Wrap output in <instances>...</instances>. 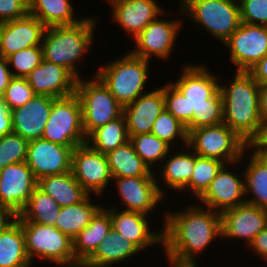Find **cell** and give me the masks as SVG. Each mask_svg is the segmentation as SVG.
Returning <instances> with one entry per match:
<instances>
[{"mask_svg": "<svg viewBox=\"0 0 267 267\" xmlns=\"http://www.w3.org/2000/svg\"><path fill=\"white\" fill-rule=\"evenodd\" d=\"M190 205L183 211L162 214V252L166 260L195 264V257L222 237L221 214L195 202Z\"/></svg>", "mask_w": 267, "mask_h": 267, "instance_id": "cell-1", "label": "cell"}, {"mask_svg": "<svg viewBox=\"0 0 267 267\" xmlns=\"http://www.w3.org/2000/svg\"><path fill=\"white\" fill-rule=\"evenodd\" d=\"M204 63L183 65L182 73L171 83L187 98V132L223 123V98L220 78Z\"/></svg>", "mask_w": 267, "mask_h": 267, "instance_id": "cell-2", "label": "cell"}, {"mask_svg": "<svg viewBox=\"0 0 267 267\" xmlns=\"http://www.w3.org/2000/svg\"><path fill=\"white\" fill-rule=\"evenodd\" d=\"M233 79L223 84V122L250 146L260 137L263 120L259 111V84L245 71H235Z\"/></svg>", "mask_w": 267, "mask_h": 267, "instance_id": "cell-3", "label": "cell"}, {"mask_svg": "<svg viewBox=\"0 0 267 267\" xmlns=\"http://www.w3.org/2000/svg\"><path fill=\"white\" fill-rule=\"evenodd\" d=\"M96 19L87 16L74 25L47 27L41 43L43 59L66 68L77 80L82 78L77 65L92 50Z\"/></svg>", "mask_w": 267, "mask_h": 267, "instance_id": "cell-4", "label": "cell"}, {"mask_svg": "<svg viewBox=\"0 0 267 267\" xmlns=\"http://www.w3.org/2000/svg\"><path fill=\"white\" fill-rule=\"evenodd\" d=\"M149 63L150 61L128 51L122 57L99 67L92 75L96 74L124 107L148 92L145 89L148 84Z\"/></svg>", "mask_w": 267, "mask_h": 267, "instance_id": "cell-5", "label": "cell"}, {"mask_svg": "<svg viewBox=\"0 0 267 267\" xmlns=\"http://www.w3.org/2000/svg\"><path fill=\"white\" fill-rule=\"evenodd\" d=\"M178 14L187 15L198 25L224 44L241 25L238 0H178Z\"/></svg>", "mask_w": 267, "mask_h": 267, "instance_id": "cell-6", "label": "cell"}, {"mask_svg": "<svg viewBox=\"0 0 267 267\" xmlns=\"http://www.w3.org/2000/svg\"><path fill=\"white\" fill-rule=\"evenodd\" d=\"M25 237V249L33 265L36 258L55 263L57 267L78 264L73 254V240L55 226L20 221Z\"/></svg>", "mask_w": 267, "mask_h": 267, "instance_id": "cell-7", "label": "cell"}, {"mask_svg": "<svg viewBox=\"0 0 267 267\" xmlns=\"http://www.w3.org/2000/svg\"><path fill=\"white\" fill-rule=\"evenodd\" d=\"M187 146L198 156L229 164L244 160L250 145L223 122L189 131Z\"/></svg>", "mask_w": 267, "mask_h": 267, "instance_id": "cell-8", "label": "cell"}, {"mask_svg": "<svg viewBox=\"0 0 267 267\" xmlns=\"http://www.w3.org/2000/svg\"><path fill=\"white\" fill-rule=\"evenodd\" d=\"M75 94L81 102L86 137L123 114V107L96 74L88 80H77Z\"/></svg>", "mask_w": 267, "mask_h": 267, "instance_id": "cell-9", "label": "cell"}, {"mask_svg": "<svg viewBox=\"0 0 267 267\" xmlns=\"http://www.w3.org/2000/svg\"><path fill=\"white\" fill-rule=\"evenodd\" d=\"M42 139L68 147L86 144L82 106L76 94L53 102Z\"/></svg>", "mask_w": 267, "mask_h": 267, "instance_id": "cell-10", "label": "cell"}, {"mask_svg": "<svg viewBox=\"0 0 267 267\" xmlns=\"http://www.w3.org/2000/svg\"><path fill=\"white\" fill-rule=\"evenodd\" d=\"M167 10L155 21L150 22L143 31L134 38L133 55L150 61L151 57L168 60L174 50L182 27L181 19H163ZM163 17V18H160ZM178 34V35H177Z\"/></svg>", "mask_w": 267, "mask_h": 267, "instance_id": "cell-11", "label": "cell"}, {"mask_svg": "<svg viewBox=\"0 0 267 267\" xmlns=\"http://www.w3.org/2000/svg\"><path fill=\"white\" fill-rule=\"evenodd\" d=\"M71 171L81 186L96 197L105 196L113 179L106 154L92 149L87 143L73 149Z\"/></svg>", "mask_w": 267, "mask_h": 267, "instance_id": "cell-12", "label": "cell"}, {"mask_svg": "<svg viewBox=\"0 0 267 267\" xmlns=\"http://www.w3.org/2000/svg\"><path fill=\"white\" fill-rule=\"evenodd\" d=\"M156 176L118 177L113 178L118 196L123 202V210L139 212L148 215L154 212L166 197L167 189L163 191V182ZM162 187V188H161ZM160 202V203H159Z\"/></svg>", "mask_w": 267, "mask_h": 267, "instance_id": "cell-13", "label": "cell"}, {"mask_svg": "<svg viewBox=\"0 0 267 267\" xmlns=\"http://www.w3.org/2000/svg\"><path fill=\"white\" fill-rule=\"evenodd\" d=\"M239 163L242 162L224 164L196 203L220 214L225 210L245 203L244 175L238 172L237 174H240L238 176L235 174V170H231L233 166L238 167L235 165Z\"/></svg>", "mask_w": 267, "mask_h": 267, "instance_id": "cell-14", "label": "cell"}, {"mask_svg": "<svg viewBox=\"0 0 267 267\" xmlns=\"http://www.w3.org/2000/svg\"><path fill=\"white\" fill-rule=\"evenodd\" d=\"M229 50L230 61L237 69L248 72L267 54V26L242 22L223 44Z\"/></svg>", "mask_w": 267, "mask_h": 267, "instance_id": "cell-15", "label": "cell"}, {"mask_svg": "<svg viewBox=\"0 0 267 267\" xmlns=\"http://www.w3.org/2000/svg\"><path fill=\"white\" fill-rule=\"evenodd\" d=\"M68 147L42 138L28 141L26 163L36 180L45 176L58 175L71 171L72 152Z\"/></svg>", "mask_w": 267, "mask_h": 267, "instance_id": "cell-16", "label": "cell"}, {"mask_svg": "<svg viewBox=\"0 0 267 267\" xmlns=\"http://www.w3.org/2000/svg\"><path fill=\"white\" fill-rule=\"evenodd\" d=\"M37 187L26 162L13 163L0 169V205L18 215Z\"/></svg>", "mask_w": 267, "mask_h": 267, "instance_id": "cell-17", "label": "cell"}, {"mask_svg": "<svg viewBox=\"0 0 267 267\" xmlns=\"http://www.w3.org/2000/svg\"><path fill=\"white\" fill-rule=\"evenodd\" d=\"M266 226L267 209L246 202L221 213V238L241 240L246 247Z\"/></svg>", "mask_w": 267, "mask_h": 267, "instance_id": "cell-18", "label": "cell"}, {"mask_svg": "<svg viewBox=\"0 0 267 267\" xmlns=\"http://www.w3.org/2000/svg\"><path fill=\"white\" fill-rule=\"evenodd\" d=\"M113 20L134 39L166 10L156 0H107Z\"/></svg>", "mask_w": 267, "mask_h": 267, "instance_id": "cell-19", "label": "cell"}, {"mask_svg": "<svg viewBox=\"0 0 267 267\" xmlns=\"http://www.w3.org/2000/svg\"><path fill=\"white\" fill-rule=\"evenodd\" d=\"M108 207H110L112 230L134 243L142 252L155 245H161L160 248H162V229L160 231L151 230L152 227L148 221L151 216L147 218L145 214L122 209L119 212L113 203Z\"/></svg>", "mask_w": 267, "mask_h": 267, "instance_id": "cell-20", "label": "cell"}, {"mask_svg": "<svg viewBox=\"0 0 267 267\" xmlns=\"http://www.w3.org/2000/svg\"><path fill=\"white\" fill-rule=\"evenodd\" d=\"M45 29L44 24L29 13L0 23V55L6 58L19 50L41 45Z\"/></svg>", "mask_w": 267, "mask_h": 267, "instance_id": "cell-21", "label": "cell"}, {"mask_svg": "<svg viewBox=\"0 0 267 267\" xmlns=\"http://www.w3.org/2000/svg\"><path fill=\"white\" fill-rule=\"evenodd\" d=\"M25 78L36 95L64 98L76 91L77 79L66 68L44 59Z\"/></svg>", "mask_w": 267, "mask_h": 267, "instance_id": "cell-22", "label": "cell"}, {"mask_svg": "<svg viewBox=\"0 0 267 267\" xmlns=\"http://www.w3.org/2000/svg\"><path fill=\"white\" fill-rule=\"evenodd\" d=\"M165 110L163 89L156 88L142 94L134 102L123 107L128 136L151 133L153 124Z\"/></svg>", "mask_w": 267, "mask_h": 267, "instance_id": "cell-23", "label": "cell"}, {"mask_svg": "<svg viewBox=\"0 0 267 267\" xmlns=\"http://www.w3.org/2000/svg\"><path fill=\"white\" fill-rule=\"evenodd\" d=\"M56 99L36 95L24 106L11 110L13 132L27 141L42 138L52 104Z\"/></svg>", "mask_w": 267, "mask_h": 267, "instance_id": "cell-24", "label": "cell"}, {"mask_svg": "<svg viewBox=\"0 0 267 267\" xmlns=\"http://www.w3.org/2000/svg\"><path fill=\"white\" fill-rule=\"evenodd\" d=\"M249 149L250 153H247ZM246 155H248L247 158L249 159H246L248 163L242 172L244 175L245 196H247L245 197V202L267 209V156L260 154L252 146L246 149Z\"/></svg>", "mask_w": 267, "mask_h": 267, "instance_id": "cell-25", "label": "cell"}, {"mask_svg": "<svg viewBox=\"0 0 267 267\" xmlns=\"http://www.w3.org/2000/svg\"><path fill=\"white\" fill-rule=\"evenodd\" d=\"M110 207L102 206L90 223L73 239V254L78 263H84L111 231Z\"/></svg>", "mask_w": 267, "mask_h": 267, "instance_id": "cell-26", "label": "cell"}, {"mask_svg": "<svg viewBox=\"0 0 267 267\" xmlns=\"http://www.w3.org/2000/svg\"><path fill=\"white\" fill-rule=\"evenodd\" d=\"M137 253L141 250L134 243L111 229L84 264L89 267H113L130 257L134 258Z\"/></svg>", "mask_w": 267, "mask_h": 267, "instance_id": "cell-27", "label": "cell"}, {"mask_svg": "<svg viewBox=\"0 0 267 267\" xmlns=\"http://www.w3.org/2000/svg\"><path fill=\"white\" fill-rule=\"evenodd\" d=\"M180 149L181 151L177 150L174 154L171 150L159 168L162 169L159 175L164 182L163 185H166L167 189L179 192L190 182L195 166V153L188 146Z\"/></svg>", "mask_w": 267, "mask_h": 267, "instance_id": "cell-28", "label": "cell"}, {"mask_svg": "<svg viewBox=\"0 0 267 267\" xmlns=\"http://www.w3.org/2000/svg\"><path fill=\"white\" fill-rule=\"evenodd\" d=\"M37 187L53 197L60 207L77 204L89 195L72 171L42 177L37 180Z\"/></svg>", "mask_w": 267, "mask_h": 267, "instance_id": "cell-29", "label": "cell"}, {"mask_svg": "<svg viewBox=\"0 0 267 267\" xmlns=\"http://www.w3.org/2000/svg\"><path fill=\"white\" fill-rule=\"evenodd\" d=\"M70 0H28V13L38 18L44 26H68L79 23L85 17L75 16Z\"/></svg>", "mask_w": 267, "mask_h": 267, "instance_id": "cell-30", "label": "cell"}, {"mask_svg": "<svg viewBox=\"0 0 267 267\" xmlns=\"http://www.w3.org/2000/svg\"><path fill=\"white\" fill-rule=\"evenodd\" d=\"M21 222L16 218L0 232V267H32Z\"/></svg>", "mask_w": 267, "mask_h": 267, "instance_id": "cell-31", "label": "cell"}, {"mask_svg": "<svg viewBox=\"0 0 267 267\" xmlns=\"http://www.w3.org/2000/svg\"><path fill=\"white\" fill-rule=\"evenodd\" d=\"M89 194L83 201L60 208L55 227L73 240L91 221L103 206L93 203Z\"/></svg>", "mask_w": 267, "mask_h": 267, "instance_id": "cell-32", "label": "cell"}, {"mask_svg": "<svg viewBox=\"0 0 267 267\" xmlns=\"http://www.w3.org/2000/svg\"><path fill=\"white\" fill-rule=\"evenodd\" d=\"M113 178L155 176L137 155L130 140L106 154Z\"/></svg>", "mask_w": 267, "mask_h": 267, "instance_id": "cell-33", "label": "cell"}, {"mask_svg": "<svg viewBox=\"0 0 267 267\" xmlns=\"http://www.w3.org/2000/svg\"><path fill=\"white\" fill-rule=\"evenodd\" d=\"M60 208L53 197L36 187L23 210L16 218L19 221H30L55 226Z\"/></svg>", "mask_w": 267, "mask_h": 267, "instance_id": "cell-34", "label": "cell"}, {"mask_svg": "<svg viewBox=\"0 0 267 267\" xmlns=\"http://www.w3.org/2000/svg\"><path fill=\"white\" fill-rule=\"evenodd\" d=\"M129 140L123 114L95 129L86 139L94 150L107 154Z\"/></svg>", "mask_w": 267, "mask_h": 267, "instance_id": "cell-35", "label": "cell"}, {"mask_svg": "<svg viewBox=\"0 0 267 267\" xmlns=\"http://www.w3.org/2000/svg\"><path fill=\"white\" fill-rule=\"evenodd\" d=\"M129 140L137 155L151 171H153L154 166L158 170L156 167L157 163L159 164L157 166L160 167L162 161L173 149L169 144L152 133L129 136Z\"/></svg>", "mask_w": 267, "mask_h": 267, "instance_id": "cell-36", "label": "cell"}, {"mask_svg": "<svg viewBox=\"0 0 267 267\" xmlns=\"http://www.w3.org/2000/svg\"><path fill=\"white\" fill-rule=\"evenodd\" d=\"M225 163L218 159L207 158L195 154V166L190 182L179 192H191L198 199L209 187L211 181ZM188 190V191H187Z\"/></svg>", "mask_w": 267, "mask_h": 267, "instance_id": "cell-37", "label": "cell"}, {"mask_svg": "<svg viewBox=\"0 0 267 267\" xmlns=\"http://www.w3.org/2000/svg\"><path fill=\"white\" fill-rule=\"evenodd\" d=\"M151 133L169 144L173 150L175 149L174 146H177L179 143L183 147H186L188 143V132L186 127L178 119L174 118L166 109L163 110L155 120Z\"/></svg>", "mask_w": 267, "mask_h": 267, "instance_id": "cell-38", "label": "cell"}, {"mask_svg": "<svg viewBox=\"0 0 267 267\" xmlns=\"http://www.w3.org/2000/svg\"><path fill=\"white\" fill-rule=\"evenodd\" d=\"M13 77L25 78L33 69L38 67L43 60L41 45L19 50L6 57Z\"/></svg>", "mask_w": 267, "mask_h": 267, "instance_id": "cell-39", "label": "cell"}, {"mask_svg": "<svg viewBox=\"0 0 267 267\" xmlns=\"http://www.w3.org/2000/svg\"><path fill=\"white\" fill-rule=\"evenodd\" d=\"M28 141L11 132L0 137V169L13 163L25 162Z\"/></svg>", "mask_w": 267, "mask_h": 267, "instance_id": "cell-40", "label": "cell"}, {"mask_svg": "<svg viewBox=\"0 0 267 267\" xmlns=\"http://www.w3.org/2000/svg\"><path fill=\"white\" fill-rule=\"evenodd\" d=\"M35 96L26 78L13 77L1 98L11 111L24 106Z\"/></svg>", "mask_w": 267, "mask_h": 267, "instance_id": "cell-41", "label": "cell"}, {"mask_svg": "<svg viewBox=\"0 0 267 267\" xmlns=\"http://www.w3.org/2000/svg\"><path fill=\"white\" fill-rule=\"evenodd\" d=\"M163 89L165 109L185 127L188 125L187 98L171 83H164Z\"/></svg>", "mask_w": 267, "mask_h": 267, "instance_id": "cell-42", "label": "cell"}, {"mask_svg": "<svg viewBox=\"0 0 267 267\" xmlns=\"http://www.w3.org/2000/svg\"><path fill=\"white\" fill-rule=\"evenodd\" d=\"M241 22L267 26V0H238Z\"/></svg>", "mask_w": 267, "mask_h": 267, "instance_id": "cell-43", "label": "cell"}, {"mask_svg": "<svg viewBox=\"0 0 267 267\" xmlns=\"http://www.w3.org/2000/svg\"><path fill=\"white\" fill-rule=\"evenodd\" d=\"M28 14V0H0V23L20 19Z\"/></svg>", "mask_w": 267, "mask_h": 267, "instance_id": "cell-44", "label": "cell"}, {"mask_svg": "<svg viewBox=\"0 0 267 267\" xmlns=\"http://www.w3.org/2000/svg\"><path fill=\"white\" fill-rule=\"evenodd\" d=\"M255 252L256 257H260L267 264V226L254 237L252 242L248 245V249Z\"/></svg>", "mask_w": 267, "mask_h": 267, "instance_id": "cell-45", "label": "cell"}, {"mask_svg": "<svg viewBox=\"0 0 267 267\" xmlns=\"http://www.w3.org/2000/svg\"><path fill=\"white\" fill-rule=\"evenodd\" d=\"M248 73L254 78L259 85H267V54L257 62Z\"/></svg>", "mask_w": 267, "mask_h": 267, "instance_id": "cell-46", "label": "cell"}, {"mask_svg": "<svg viewBox=\"0 0 267 267\" xmlns=\"http://www.w3.org/2000/svg\"><path fill=\"white\" fill-rule=\"evenodd\" d=\"M13 132L11 111L0 98V137Z\"/></svg>", "mask_w": 267, "mask_h": 267, "instance_id": "cell-47", "label": "cell"}, {"mask_svg": "<svg viewBox=\"0 0 267 267\" xmlns=\"http://www.w3.org/2000/svg\"><path fill=\"white\" fill-rule=\"evenodd\" d=\"M12 78L13 76L8 66L7 59L0 55V98L3 96Z\"/></svg>", "mask_w": 267, "mask_h": 267, "instance_id": "cell-48", "label": "cell"}, {"mask_svg": "<svg viewBox=\"0 0 267 267\" xmlns=\"http://www.w3.org/2000/svg\"><path fill=\"white\" fill-rule=\"evenodd\" d=\"M259 111L263 122L267 121V85H259Z\"/></svg>", "mask_w": 267, "mask_h": 267, "instance_id": "cell-49", "label": "cell"}, {"mask_svg": "<svg viewBox=\"0 0 267 267\" xmlns=\"http://www.w3.org/2000/svg\"><path fill=\"white\" fill-rule=\"evenodd\" d=\"M260 154L267 156V121L263 124L260 137L252 144Z\"/></svg>", "mask_w": 267, "mask_h": 267, "instance_id": "cell-50", "label": "cell"}, {"mask_svg": "<svg viewBox=\"0 0 267 267\" xmlns=\"http://www.w3.org/2000/svg\"><path fill=\"white\" fill-rule=\"evenodd\" d=\"M16 216L10 209L0 205V232L10 225L16 219Z\"/></svg>", "mask_w": 267, "mask_h": 267, "instance_id": "cell-51", "label": "cell"}, {"mask_svg": "<svg viewBox=\"0 0 267 267\" xmlns=\"http://www.w3.org/2000/svg\"><path fill=\"white\" fill-rule=\"evenodd\" d=\"M170 264V267H199L196 263H176L171 260H167Z\"/></svg>", "mask_w": 267, "mask_h": 267, "instance_id": "cell-52", "label": "cell"}, {"mask_svg": "<svg viewBox=\"0 0 267 267\" xmlns=\"http://www.w3.org/2000/svg\"><path fill=\"white\" fill-rule=\"evenodd\" d=\"M65 267H89V266L85 265L84 263H78V264H75V265L65 266Z\"/></svg>", "mask_w": 267, "mask_h": 267, "instance_id": "cell-53", "label": "cell"}]
</instances>
